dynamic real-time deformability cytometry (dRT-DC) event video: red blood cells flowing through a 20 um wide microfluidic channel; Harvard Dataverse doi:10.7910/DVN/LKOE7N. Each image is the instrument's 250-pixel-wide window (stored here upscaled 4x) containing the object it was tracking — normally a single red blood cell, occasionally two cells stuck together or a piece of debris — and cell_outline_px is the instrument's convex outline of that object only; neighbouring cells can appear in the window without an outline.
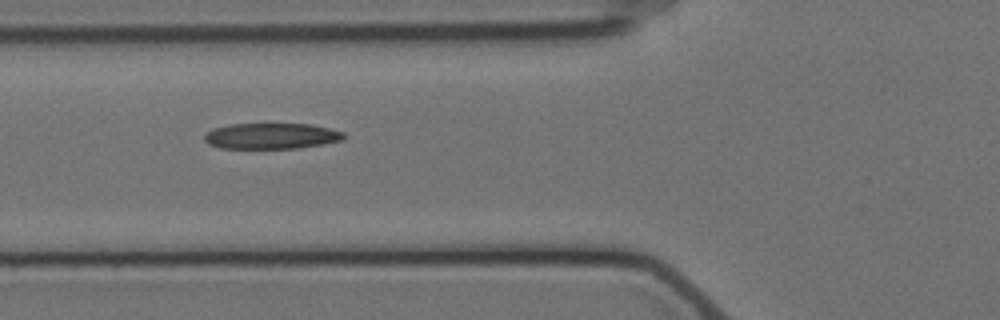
{"species": "Egyptian fruit bat (a non-hibernating species)", "species_latin": "Rousettus aegyptiacus", "temperature_condition": "cold", "stored_images_in_passage": 6, "camera_frame_rate_fps": 3000, "um_per_image_px": 0.085, "animal": {"sex": "female"}, "frame": {"image": 1, "passage_image": 5, "time_ms": 6.333, "image_size_px": [1000, 320], "cell_outline_px": [[344, 140], [296, 148], [220, 148], [208, 144], [204, 140], [204, 136], [212, 128], [228, 124], [312, 124], [344, 132]], "centroid_in_image_um": [23.03, 11.55], "position_along_channel_um": 102.8, "area_um2": 20.92}}
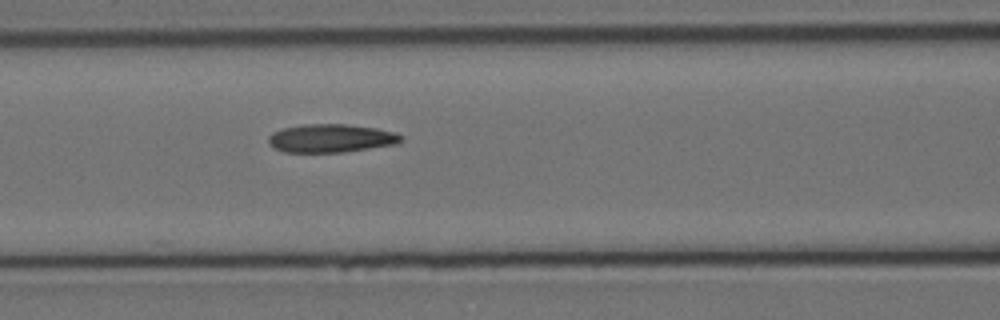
{"frame": {"image": 2, "passage_image": 6, "time_ms": 7.333, "image_size_px": [1000, 320], "cell_outline_px": [[404, 140], [396, 144], [344, 152], [284, 152], [272, 148], [268, 144], [268, 136], [272, 132], [284, 128], [304, 124], [344, 124], [376, 128], [392, 132], [404, 136]], "centroid_in_image_um": [28.1, 11.76], "position_along_channel_um": 138.5, "area_um2": 21.96}}